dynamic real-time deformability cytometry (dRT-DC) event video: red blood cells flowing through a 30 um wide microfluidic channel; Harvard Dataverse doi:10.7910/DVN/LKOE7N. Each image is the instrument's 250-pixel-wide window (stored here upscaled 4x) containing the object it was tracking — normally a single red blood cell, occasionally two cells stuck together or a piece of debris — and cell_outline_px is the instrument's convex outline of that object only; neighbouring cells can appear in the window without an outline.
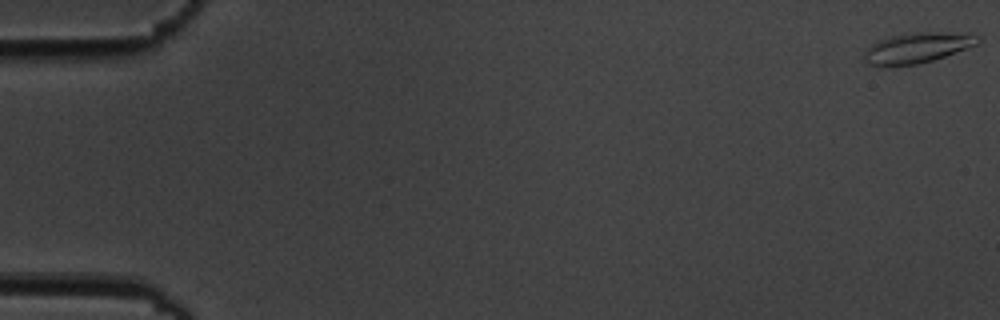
{"species": "common noctule bat (a hibernating species)", "species_latin": "Nyctalus noctula", "temperature_condition": "cold", "stored_images_in_passage": 7, "segment_of_instrument_passage": [1, 2], "camera_frame_rate_fps": 3000, "um_per_image_px": 0.085, "animal": {"sex": "male", "body_mass_g": 19.5, "forearm_length_mm": 54.6}, "frame": {"image": 1, "passage_image": 1, "time_ms": 0.0, "image_size_px": [1000, 320], "cell_outline_px": [[980, 40], [976, 44], [944, 56], [932, 60], [916, 64], [868, 64], [864, 60], [864, 52], [876, 40], [892, 36], [916, 32], [936, 32], [968, 36]], "centroid_in_image_um": [77.84, 4.06], "position_along_channel_um": 7.2, "area_um2": 18.9}}
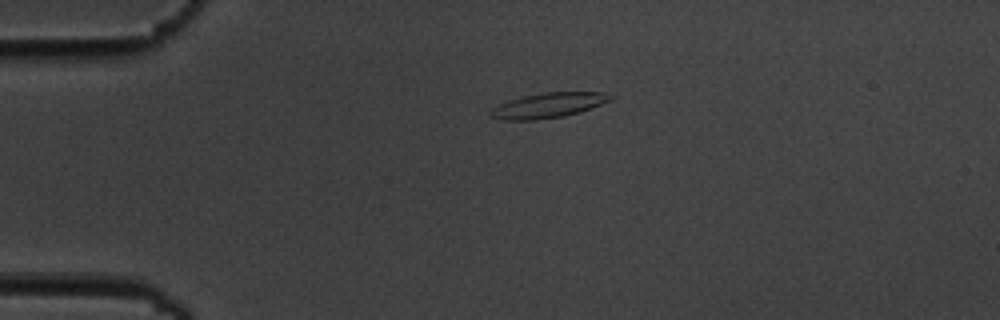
{"frame": {"image": 2, "passage_image": 5, "time_ms": 4.333, "image_size_px": [1000, 320], "cell_outline_px": [[612, 100], [564, 116], [536, 120], [504, 120], [488, 116], [492, 108], [508, 100], [524, 96], [544, 92], [604, 92], [612, 96]], "centroid_in_image_um": [46.55, 8.95], "position_along_channel_um": 38.5, "area_um2": 17.22}}